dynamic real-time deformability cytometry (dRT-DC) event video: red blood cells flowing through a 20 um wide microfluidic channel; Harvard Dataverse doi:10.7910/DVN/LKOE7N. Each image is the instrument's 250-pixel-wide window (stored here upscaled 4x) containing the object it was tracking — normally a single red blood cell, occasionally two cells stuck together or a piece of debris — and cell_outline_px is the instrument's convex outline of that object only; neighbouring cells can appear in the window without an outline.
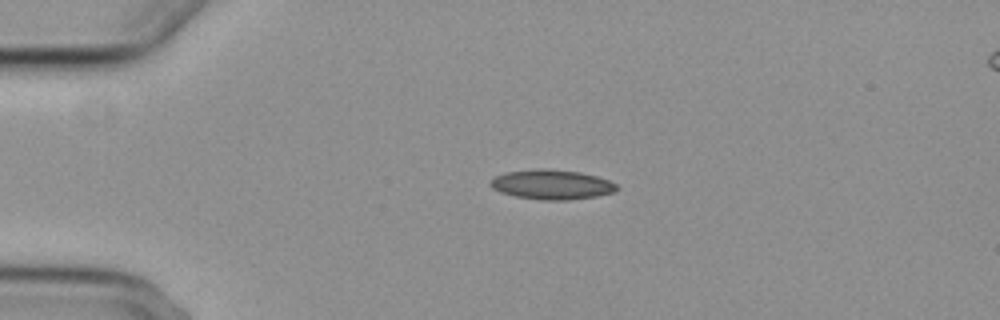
{"species": "common noctule bat (a hibernating species)", "species_latin": "Nyctalus noctula", "temperature_condition": "cold", "stored_images_in_passage": 3, "segment_of_instrument_passage": [1, 2], "camera_frame_rate_fps": 3000, "um_per_image_px": 0.085, "animal": {"sex": "female", "body_mass_g": 29.2, "forearm_length_mm": 56.3}, "frame": {"image": 1, "passage_image": 1, "time_ms": 0.0, "image_size_px": [1000, 320], "cell_outline_px": [[620, 188], [616, 192], [596, 196], [568, 200], [544, 200], [516, 196], [500, 192], [492, 188], [488, 184], [488, 180], [504, 172], [536, 168], [548, 168], [580, 172], [596, 176], [608, 180], [616, 184]], "centroid_in_image_um": [46.88, 15.67], "position_along_channel_um": 38.1, "area_um2": 22.14}}